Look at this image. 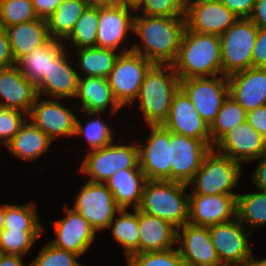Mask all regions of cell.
Segmentation results:
<instances>
[{
  "label": "cell",
  "mask_w": 266,
  "mask_h": 266,
  "mask_svg": "<svg viewBox=\"0 0 266 266\" xmlns=\"http://www.w3.org/2000/svg\"><path fill=\"white\" fill-rule=\"evenodd\" d=\"M237 194H189L188 223L209 227L227 223L236 218Z\"/></svg>",
  "instance_id": "2e32d148"
},
{
  "label": "cell",
  "mask_w": 266,
  "mask_h": 266,
  "mask_svg": "<svg viewBox=\"0 0 266 266\" xmlns=\"http://www.w3.org/2000/svg\"><path fill=\"white\" fill-rule=\"evenodd\" d=\"M179 88L180 80L172 64H153L149 68L137 96L149 126L167 121L172 98Z\"/></svg>",
  "instance_id": "3957f363"
},
{
  "label": "cell",
  "mask_w": 266,
  "mask_h": 266,
  "mask_svg": "<svg viewBox=\"0 0 266 266\" xmlns=\"http://www.w3.org/2000/svg\"><path fill=\"white\" fill-rule=\"evenodd\" d=\"M64 211L65 218L53 222L57 238L49 243L81 256L90 248L96 231L78 211L67 207Z\"/></svg>",
  "instance_id": "ffe728a7"
},
{
  "label": "cell",
  "mask_w": 266,
  "mask_h": 266,
  "mask_svg": "<svg viewBox=\"0 0 266 266\" xmlns=\"http://www.w3.org/2000/svg\"><path fill=\"white\" fill-rule=\"evenodd\" d=\"M88 7L85 0H64L47 19L48 33L51 39H66L75 23Z\"/></svg>",
  "instance_id": "4dcf8cb0"
},
{
  "label": "cell",
  "mask_w": 266,
  "mask_h": 266,
  "mask_svg": "<svg viewBox=\"0 0 266 266\" xmlns=\"http://www.w3.org/2000/svg\"><path fill=\"white\" fill-rule=\"evenodd\" d=\"M4 229L10 230H43L38 221L34 203L17 206L6 204Z\"/></svg>",
  "instance_id": "74e56055"
},
{
  "label": "cell",
  "mask_w": 266,
  "mask_h": 266,
  "mask_svg": "<svg viewBox=\"0 0 266 266\" xmlns=\"http://www.w3.org/2000/svg\"><path fill=\"white\" fill-rule=\"evenodd\" d=\"M64 0H31L37 17L47 20Z\"/></svg>",
  "instance_id": "681fc988"
},
{
  "label": "cell",
  "mask_w": 266,
  "mask_h": 266,
  "mask_svg": "<svg viewBox=\"0 0 266 266\" xmlns=\"http://www.w3.org/2000/svg\"><path fill=\"white\" fill-rule=\"evenodd\" d=\"M66 52L64 49L55 59H50L48 74L36 85L40 97L41 94L53 96L55 100L76 97L80 75L69 65Z\"/></svg>",
  "instance_id": "cb8c5ba5"
},
{
  "label": "cell",
  "mask_w": 266,
  "mask_h": 266,
  "mask_svg": "<svg viewBox=\"0 0 266 266\" xmlns=\"http://www.w3.org/2000/svg\"><path fill=\"white\" fill-rule=\"evenodd\" d=\"M78 57L80 60V69L86 73V77H103L107 78L113 69L114 63L119 56L114 50L89 47L78 48Z\"/></svg>",
  "instance_id": "1f68e13d"
},
{
  "label": "cell",
  "mask_w": 266,
  "mask_h": 266,
  "mask_svg": "<svg viewBox=\"0 0 266 266\" xmlns=\"http://www.w3.org/2000/svg\"><path fill=\"white\" fill-rule=\"evenodd\" d=\"M172 65L179 80L222 75L220 37L192 32L186 27Z\"/></svg>",
  "instance_id": "7a4b0ae2"
},
{
  "label": "cell",
  "mask_w": 266,
  "mask_h": 266,
  "mask_svg": "<svg viewBox=\"0 0 266 266\" xmlns=\"http://www.w3.org/2000/svg\"><path fill=\"white\" fill-rule=\"evenodd\" d=\"M255 160H259L260 162L257 165V169L252 174L253 182L256 184L255 186H257L256 188L258 190L266 192V154H263Z\"/></svg>",
  "instance_id": "816d5d0a"
},
{
  "label": "cell",
  "mask_w": 266,
  "mask_h": 266,
  "mask_svg": "<svg viewBox=\"0 0 266 266\" xmlns=\"http://www.w3.org/2000/svg\"><path fill=\"white\" fill-rule=\"evenodd\" d=\"M98 20L99 7L88 6L66 39H71L73 45L77 48L96 47Z\"/></svg>",
  "instance_id": "d590c367"
},
{
  "label": "cell",
  "mask_w": 266,
  "mask_h": 266,
  "mask_svg": "<svg viewBox=\"0 0 266 266\" xmlns=\"http://www.w3.org/2000/svg\"><path fill=\"white\" fill-rule=\"evenodd\" d=\"M130 7L114 4L99 7L96 47L116 50L128 31H133L134 16Z\"/></svg>",
  "instance_id": "603a6c76"
},
{
  "label": "cell",
  "mask_w": 266,
  "mask_h": 266,
  "mask_svg": "<svg viewBox=\"0 0 266 266\" xmlns=\"http://www.w3.org/2000/svg\"><path fill=\"white\" fill-rule=\"evenodd\" d=\"M6 204L0 206V233L4 230V217H5Z\"/></svg>",
  "instance_id": "6f0895ef"
},
{
  "label": "cell",
  "mask_w": 266,
  "mask_h": 266,
  "mask_svg": "<svg viewBox=\"0 0 266 266\" xmlns=\"http://www.w3.org/2000/svg\"><path fill=\"white\" fill-rule=\"evenodd\" d=\"M247 120V111L231 96L222 102L216 119L210 126L211 144H214L230 129Z\"/></svg>",
  "instance_id": "e575fe53"
},
{
  "label": "cell",
  "mask_w": 266,
  "mask_h": 266,
  "mask_svg": "<svg viewBox=\"0 0 266 266\" xmlns=\"http://www.w3.org/2000/svg\"><path fill=\"white\" fill-rule=\"evenodd\" d=\"M65 47L61 40L50 39L45 45L20 58L16 65L35 86L50 69V59H55Z\"/></svg>",
  "instance_id": "f546056e"
},
{
  "label": "cell",
  "mask_w": 266,
  "mask_h": 266,
  "mask_svg": "<svg viewBox=\"0 0 266 266\" xmlns=\"http://www.w3.org/2000/svg\"><path fill=\"white\" fill-rule=\"evenodd\" d=\"M152 65L151 61L130 50L119 54L107 79L122 107L137 98L144 76Z\"/></svg>",
  "instance_id": "ba28073f"
},
{
  "label": "cell",
  "mask_w": 266,
  "mask_h": 266,
  "mask_svg": "<svg viewBox=\"0 0 266 266\" xmlns=\"http://www.w3.org/2000/svg\"><path fill=\"white\" fill-rule=\"evenodd\" d=\"M24 114V112L16 109L0 107L1 144L6 146L19 131L21 126L26 122L27 116Z\"/></svg>",
  "instance_id": "ee69618b"
},
{
  "label": "cell",
  "mask_w": 266,
  "mask_h": 266,
  "mask_svg": "<svg viewBox=\"0 0 266 266\" xmlns=\"http://www.w3.org/2000/svg\"><path fill=\"white\" fill-rule=\"evenodd\" d=\"M15 62L26 54L45 45L51 38L48 33L47 20H35L14 24L4 28Z\"/></svg>",
  "instance_id": "d4e9b609"
},
{
  "label": "cell",
  "mask_w": 266,
  "mask_h": 266,
  "mask_svg": "<svg viewBox=\"0 0 266 266\" xmlns=\"http://www.w3.org/2000/svg\"><path fill=\"white\" fill-rule=\"evenodd\" d=\"M246 266H266V258L262 260H257L253 254L246 261Z\"/></svg>",
  "instance_id": "9f6ffc18"
},
{
  "label": "cell",
  "mask_w": 266,
  "mask_h": 266,
  "mask_svg": "<svg viewBox=\"0 0 266 266\" xmlns=\"http://www.w3.org/2000/svg\"><path fill=\"white\" fill-rule=\"evenodd\" d=\"M186 183L170 180H147L139 211L170 222L177 229L189 220V193Z\"/></svg>",
  "instance_id": "277c9868"
},
{
  "label": "cell",
  "mask_w": 266,
  "mask_h": 266,
  "mask_svg": "<svg viewBox=\"0 0 266 266\" xmlns=\"http://www.w3.org/2000/svg\"><path fill=\"white\" fill-rule=\"evenodd\" d=\"M119 214L112 235L124 247L128 259L132 254L139 253V210L134 209V213H128V209H121Z\"/></svg>",
  "instance_id": "d6a6232c"
},
{
  "label": "cell",
  "mask_w": 266,
  "mask_h": 266,
  "mask_svg": "<svg viewBox=\"0 0 266 266\" xmlns=\"http://www.w3.org/2000/svg\"><path fill=\"white\" fill-rule=\"evenodd\" d=\"M31 0H0V28L37 19Z\"/></svg>",
  "instance_id": "f35d334b"
},
{
  "label": "cell",
  "mask_w": 266,
  "mask_h": 266,
  "mask_svg": "<svg viewBox=\"0 0 266 266\" xmlns=\"http://www.w3.org/2000/svg\"><path fill=\"white\" fill-rule=\"evenodd\" d=\"M238 18H249L256 0H220Z\"/></svg>",
  "instance_id": "bcb514c9"
},
{
  "label": "cell",
  "mask_w": 266,
  "mask_h": 266,
  "mask_svg": "<svg viewBox=\"0 0 266 266\" xmlns=\"http://www.w3.org/2000/svg\"><path fill=\"white\" fill-rule=\"evenodd\" d=\"M0 266H24L21 256L0 253ZM31 266V264L29 265Z\"/></svg>",
  "instance_id": "f5cc1de1"
},
{
  "label": "cell",
  "mask_w": 266,
  "mask_h": 266,
  "mask_svg": "<svg viewBox=\"0 0 266 266\" xmlns=\"http://www.w3.org/2000/svg\"><path fill=\"white\" fill-rule=\"evenodd\" d=\"M186 0H141L134 9L141 8L145 16L185 17Z\"/></svg>",
  "instance_id": "b9f144b4"
},
{
  "label": "cell",
  "mask_w": 266,
  "mask_h": 266,
  "mask_svg": "<svg viewBox=\"0 0 266 266\" xmlns=\"http://www.w3.org/2000/svg\"><path fill=\"white\" fill-rule=\"evenodd\" d=\"M43 230H10L0 233V253L6 255H24Z\"/></svg>",
  "instance_id": "8d00e7d4"
},
{
  "label": "cell",
  "mask_w": 266,
  "mask_h": 266,
  "mask_svg": "<svg viewBox=\"0 0 266 266\" xmlns=\"http://www.w3.org/2000/svg\"><path fill=\"white\" fill-rule=\"evenodd\" d=\"M249 19L258 28L266 29V0H256Z\"/></svg>",
  "instance_id": "f907efd6"
},
{
  "label": "cell",
  "mask_w": 266,
  "mask_h": 266,
  "mask_svg": "<svg viewBox=\"0 0 266 266\" xmlns=\"http://www.w3.org/2000/svg\"><path fill=\"white\" fill-rule=\"evenodd\" d=\"M141 0H116V4L130 7L133 11L140 3Z\"/></svg>",
  "instance_id": "11a10c76"
},
{
  "label": "cell",
  "mask_w": 266,
  "mask_h": 266,
  "mask_svg": "<svg viewBox=\"0 0 266 266\" xmlns=\"http://www.w3.org/2000/svg\"><path fill=\"white\" fill-rule=\"evenodd\" d=\"M208 230L221 265L242 266L246 264L252 252L243 224L237 218L227 223L209 226Z\"/></svg>",
  "instance_id": "4fadbf2b"
},
{
  "label": "cell",
  "mask_w": 266,
  "mask_h": 266,
  "mask_svg": "<svg viewBox=\"0 0 266 266\" xmlns=\"http://www.w3.org/2000/svg\"><path fill=\"white\" fill-rule=\"evenodd\" d=\"M0 107L29 114L38 97L36 86L15 65L0 68Z\"/></svg>",
  "instance_id": "44dd1931"
},
{
  "label": "cell",
  "mask_w": 266,
  "mask_h": 266,
  "mask_svg": "<svg viewBox=\"0 0 266 266\" xmlns=\"http://www.w3.org/2000/svg\"><path fill=\"white\" fill-rule=\"evenodd\" d=\"M146 181L147 179L141 169H121L105 183L121 209H127L132 203L134 209H137L141 202Z\"/></svg>",
  "instance_id": "83f0119b"
},
{
  "label": "cell",
  "mask_w": 266,
  "mask_h": 266,
  "mask_svg": "<svg viewBox=\"0 0 266 266\" xmlns=\"http://www.w3.org/2000/svg\"><path fill=\"white\" fill-rule=\"evenodd\" d=\"M162 126L171 133L211 142L210 126L180 88L172 98L167 121Z\"/></svg>",
  "instance_id": "e0dca14e"
},
{
  "label": "cell",
  "mask_w": 266,
  "mask_h": 266,
  "mask_svg": "<svg viewBox=\"0 0 266 266\" xmlns=\"http://www.w3.org/2000/svg\"><path fill=\"white\" fill-rule=\"evenodd\" d=\"M27 117L52 140L60 136L75 135L76 116L57 101H40L38 95Z\"/></svg>",
  "instance_id": "d6986e66"
},
{
  "label": "cell",
  "mask_w": 266,
  "mask_h": 266,
  "mask_svg": "<svg viewBox=\"0 0 266 266\" xmlns=\"http://www.w3.org/2000/svg\"><path fill=\"white\" fill-rule=\"evenodd\" d=\"M127 266H185L178 249L132 254Z\"/></svg>",
  "instance_id": "60d3db41"
},
{
  "label": "cell",
  "mask_w": 266,
  "mask_h": 266,
  "mask_svg": "<svg viewBox=\"0 0 266 266\" xmlns=\"http://www.w3.org/2000/svg\"><path fill=\"white\" fill-rule=\"evenodd\" d=\"M241 163L228 156L215 152L212 148L204 157L200 169L187 185H193V193L201 195L235 194L241 175Z\"/></svg>",
  "instance_id": "5b68a950"
},
{
  "label": "cell",
  "mask_w": 266,
  "mask_h": 266,
  "mask_svg": "<svg viewBox=\"0 0 266 266\" xmlns=\"http://www.w3.org/2000/svg\"><path fill=\"white\" fill-rule=\"evenodd\" d=\"M229 95L247 112L266 105V68L252 67L227 76Z\"/></svg>",
  "instance_id": "7402d4cb"
},
{
  "label": "cell",
  "mask_w": 266,
  "mask_h": 266,
  "mask_svg": "<svg viewBox=\"0 0 266 266\" xmlns=\"http://www.w3.org/2000/svg\"><path fill=\"white\" fill-rule=\"evenodd\" d=\"M149 127L151 131L146 146L138 143L140 169L147 180L171 181L169 130L162 125Z\"/></svg>",
  "instance_id": "5bb4252c"
},
{
  "label": "cell",
  "mask_w": 266,
  "mask_h": 266,
  "mask_svg": "<svg viewBox=\"0 0 266 266\" xmlns=\"http://www.w3.org/2000/svg\"><path fill=\"white\" fill-rule=\"evenodd\" d=\"M185 19L192 32L220 36L238 17L220 0H186Z\"/></svg>",
  "instance_id": "8fae6325"
},
{
  "label": "cell",
  "mask_w": 266,
  "mask_h": 266,
  "mask_svg": "<svg viewBox=\"0 0 266 266\" xmlns=\"http://www.w3.org/2000/svg\"><path fill=\"white\" fill-rule=\"evenodd\" d=\"M88 6L104 7L116 4V0H85Z\"/></svg>",
  "instance_id": "db71d44e"
},
{
  "label": "cell",
  "mask_w": 266,
  "mask_h": 266,
  "mask_svg": "<svg viewBox=\"0 0 266 266\" xmlns=\"http://www.w3.org/2000/svg\"><path fill=\"white\" fill-rule=\"evenodd\" d=\"M112 133L110 127L100 118L88 121L85 127L76 119L75 135H84L91 150L114 142Z\"/></svg>",
  "instance_id": "ab89813d"
},
{
  "label": "cell",
  "mask_w": 266,
  "mask_h": 266,
  "mask_svg": "<svg viewBox=\"0 0 266 266\" xmlns=\"http://www.w3.org/2000/svg\"><path fill=\"white\" fill-rule=\"evenodd\" d=\"M236 218L253 229L266 224V192L237 194Z\"/></svg>",
  "instance_id": "836d02e7"
},
{
  "label": "cell",
  "mask_w": 266,
  "mask_h": 266,
  "mask_svg": "<svg viewBox=\"0 0 266 266\" xmlns=\"http://www.w3.org/2000/svg\"><path fill=\"white\" fill-rule=\"evenodd\" d=\"M246 121L266 138V105L247 112Z\"/></svg>",
  "instance_id": "7dc6e473"
},
{
  "label": "cell",
  "mask_w": 266,
  "mask_h": 266,
  "mask_svg": "<svg viewBox=\"0 0 266 266\" xmlns=\"http://www.w3.org/2000/svg\"><path fill=\"white\" fill-rule=\"evenodd\" d=\"M171 145V181L188 183L200 169L211 142L186 137L169 131Z\"/></svg>",
  "instance_id": "7c38bea8"
},
{
  "label": "cell",
  "mask_w": 266,
  "mask_h": 266,
  "mask_svg": "<svg viewBox=\"0 0 266 266\" xmlns=\"http://www.w3.org/2000/svg\"><path fill=\"white\" fill-rule=\"evenodd\" d=\"M140 169L138 145H116L90 150L80 171L91 176L89 182L105 183L117 171Z\"/></svg>",
  "instance_id": "52a82bcc"
},
{
  "label": "cell",
  "mask_w": 266,
  "mask_h": 266,
  "mask_svg": "<svg viewBox=\"0 0 266 266\" xmlns=\"http://www.w3.org/2000/svg\"><path fill=\"white\" fill-rule=\"evenodd\" d=\"M176 238L170 222L139 211V253L172 249Z\"/></svg>",
  "instance_id": "484cf974"
},
{
  "label": "cell",
  "mask_w": 266,
  "mask_h": 266,
  "mask_svg": "<svg viewBox=\"0 0 266 266\" xmlns=\"http://www.w3.org/2000/svg\"><path fill=\"white\" fill-rule=\"evenodd\" d=\"M185 28V17L135 16L133 32L137 33L144 45L139 47L136 44L129 50L153 64H173Z\"/></svg>",
  "instance_id": "6da1fadb"
},
{
  "label": "cell",
  "mask_w": 266,
  "mask_h": 266,
  "mask_svg": "<svg viewBox=\"0 0 266 266\" xmlns=\"http://www.w3.org/2000/svg\"><path fill=\"white\" fill-rule=\"evenodd\" d=\"M26 122L21 126L12 140L6 145L8 150L25 161L36 160L38 156L47 153L53 141L32 123Z\"/></svg>",
  "instance_id": "f1b7e54d"
},
{
  "label": "cell",
  "mask_w": 266,
  "mask_h": 266,
  "mask_svg": "<svg viewBox=\"0 0 266 266\" xmlns=\"http://www.w3.org/2000/svg\"><path fill=\"white\" fill-rule=\"evenodd\" d=\"M180 89L188 96L201 118L209 125L216 119L222 102L229 95L227 76L194 77L180 80Z\"/></svg>",
  "instance_id": "9c48e42d"
},
{
  "label": "cell",
  "mask_w": 266,
  "mask_h": 266,
  "mask_svg": "<svg viewBox=\"0 0 266 266\" xmlns=\"http://www.w3.org/2000/svg\"><path fill=\"white\" fill-rule=\"evenodd\" d=\"M258 27L249 18H238L220 37L222 74L253 67L252 52Z\"/></svg>",
  "instance_id": "8992f818"
},
{
  "label": "cell",
  "mask_w": 266,
  "mask_h": 266,
  "mask_svg": "<svg viewBox=\"0 0 266 266\" xmlns=\"http://www.w3.org/2000/svg\"><path fill=\"white\" fill-rule=\"evenodd\" d=\"M213 148L233 161L248 162L266 154V138L245 121L228 130Z\"/></svg>",
  "instance_id": "9a60e30c"
},
{
  "label": "cell",
  "mask_w": 266,
  "mask_h": 266,
  "mask_svg": "<svg viewBox=\"0 0 266 266\" xmlns=\"http://www.w3.org/2000/svg\"><path fill=\"white\" fill-rule=\"evenodd\" d=\"M15 64L7 34L3 28H0V68Z\"/></svg>",
  "instance_id": "c3c4849f"
},
{
  "label": "cell",
  "mask_w": 266,
  "mask_h": 266,
  "mask_svg": "<svg viewBox=\"0 0 266 266\" xmlns=\"http://www.w3.org/2000/svg\"><path fill=\"white\" fill-rule=\"evenodd\" d=\"M181 228L182 234L179 231ZM176 242H180L182 246L180 248L178 247L177 249L185 265H221L216 249L212 244L208 227L186 223L177 229Z\"/></svg>",
  "instance_id": "ac0fdd59"
},
{
  "label": "cell",
  "mask_w": 266,
  "mask_h": 266,
  "mask_svg": "<svg viewBox=\"0 0 266 266\" xmlns=\"http://www.w3.org/2000/svg\"><path fill=\"white\" fill-rule=\"evenodd\" d=\"M79 255L54 247L48 243L31 263V266H82L77 262Z\"/></svg>",
  "instance_id": "7bdbcfd3"
},
{
  "label": "cell",
  "mask_w": 266,
  "mask_h": 266,
  "mask_svg": "<svg viewBox=\"0 0 266 266\" xmlns=\"http://www.w3.org/2000/svg\"><path fill=\"white\" fill-rule=\"evenodd\" d=\"M252 59L253 67L266 68V29L258 28Z\"/></svg>",
  "instance_id": "f6af8a7d"
},
{
  "label": "cell",
  "mask_w": 266,
  "mask_h": 266,
  "mask_svg": "<svg viewBox=\"0 0 266 266\" xmlns=\"http://www.w3.org/2000/svg\"><path fill=\"white\" fill-rule=\"evenodd\" d=\"M74 210L78 211L95 231L110 228L121 208L105 183L87 182L79 192Z\"/></svg>",
  "instance_id": "30bf717a"
},
{
  "label": "cell",
  "mask_w": 266,
  "mask_h": 266,
  "mask_svg": "<svg viewBox=\"0 0 266 266\" xmlns=\"http://www.w3.org/2000/svg\"><path fill=\"white\" fill-rule=\"evenodd\" d=\"M80 99L83 109L89 116L106 110L112 104V113L122 106L117 102L108 79L103 77H79L76 97Z\"/></svg>",
  "instance_id": "4316f807"
}]
</instances>
